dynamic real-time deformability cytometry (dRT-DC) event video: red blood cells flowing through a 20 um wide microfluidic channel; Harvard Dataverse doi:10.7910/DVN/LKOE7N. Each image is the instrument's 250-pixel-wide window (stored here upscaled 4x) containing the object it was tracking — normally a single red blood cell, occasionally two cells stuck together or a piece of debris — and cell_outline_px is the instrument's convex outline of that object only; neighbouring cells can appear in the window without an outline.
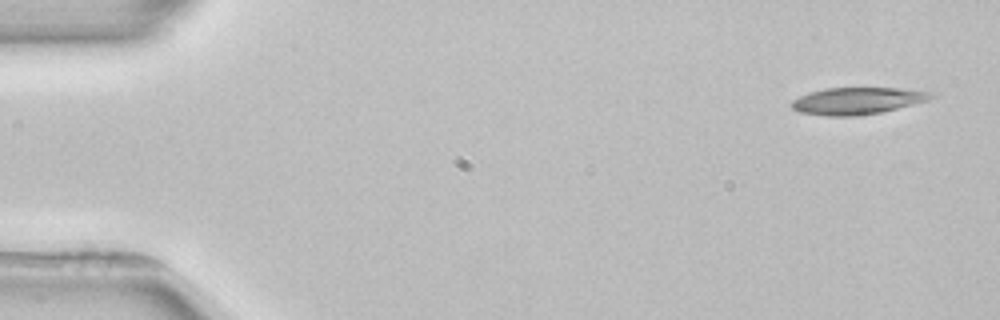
{"species": "common noctule bat (a hibernating species)", "species_latin": "Nyctalus noctula", "temperature_condition": "room temperature", "stored_images_in_passage": 4, "camera_frame_rate_fps": 3000, "um_per_image_px": 0.085, "animal": {"sex": "female", "body_mass_g": 22.7, "forearm_length_mm": 54.2}, "frame": {"image": 1, "passage_image": 1, "time_ms": 0.0, "image_size_px": [1000, 320], "cell_outline_px": [[936, 96], [928, 100], [880, 112], [852, 116], [824, 116], [800, 112], [792, 108], [792, 100], [800, 96], [812, 92], [828, 88], [900, 88], [932, 92]], "centroid_in_image_um": [72.87, 8.57], "position_along_channel_um": 12.1, "area_um2": 21.56}}